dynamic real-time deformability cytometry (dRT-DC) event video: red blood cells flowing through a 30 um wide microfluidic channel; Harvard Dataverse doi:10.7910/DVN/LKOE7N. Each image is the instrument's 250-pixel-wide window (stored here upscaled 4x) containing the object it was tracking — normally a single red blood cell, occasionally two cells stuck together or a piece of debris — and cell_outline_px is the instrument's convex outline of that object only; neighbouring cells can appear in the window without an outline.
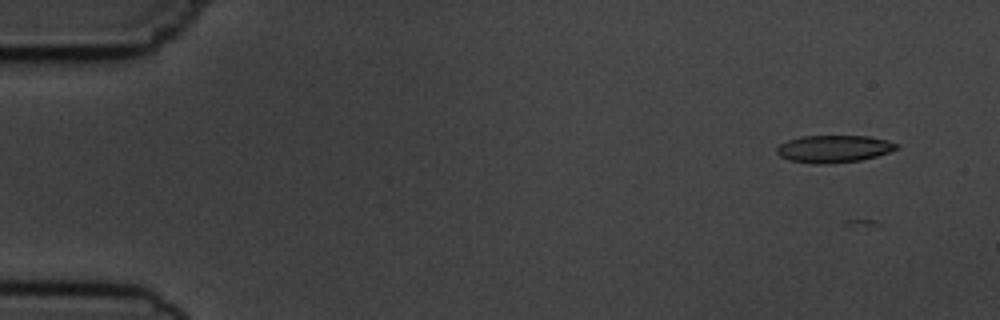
{"species": "common noctule bat (a hibernating species)", "species_latin": "Nyctalus noctula", "temperature_condition": "cold", "stored_images_in_passage": 2, "camera_frame_rate_fps": 3000, "um_per_image_px": 0.085, "animal": {"sex": "male", "body_mass_g": 19.5, "forearm_length_mm": 54.6}, "frame": {"image": 1, "passage_image": 2, "time_ms": 1.333, "image_size_px": [1000, 320], "cell_outline_px": [[900, 144], [896, 148], [888, 152], [876, 156], [860, 160], [824, 164], [816, 164], [788, 160], [780, 156], [776, 152], [776, 148], [780, 144], [788, 140], [800, 136], [868, 136], [888, 140]], "centroid_in_image_um": [70.85, 12.64], "position_along_channel_um": 14.2, "area_um2": 19.02}}